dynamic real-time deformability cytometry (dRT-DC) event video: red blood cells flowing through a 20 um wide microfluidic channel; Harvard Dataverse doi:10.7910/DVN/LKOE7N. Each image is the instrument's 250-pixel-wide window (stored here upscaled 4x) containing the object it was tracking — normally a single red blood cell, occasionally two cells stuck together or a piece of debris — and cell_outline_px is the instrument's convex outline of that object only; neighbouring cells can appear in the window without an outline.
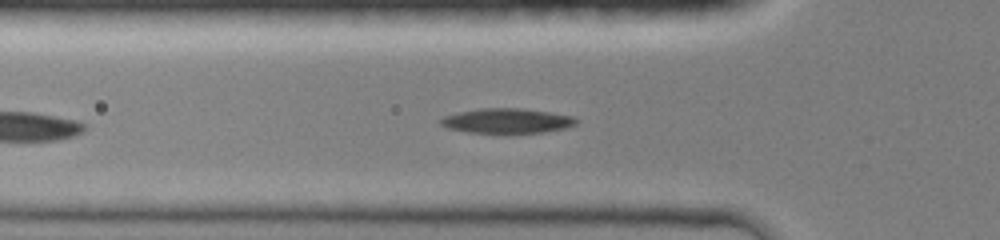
{"species": "common noctule bat (a hibernating species)", "species_latin": "Nyctalus noctula", "temperature_condition": "room temperature", "stored_images_in_passage": 34, "camera_frame_rate_fps": 3000, "um_per_image_px": 0.085, "animal": {"sex": "female", "body_mass_g": 19.0, "forearm_length_mm": 51.5}, "frame": {"image": 1, "passage_image": 8, "time_ms": 2.333, "image_size_px": [1000, 240], "cell_outline_px": [[580, 120], [576, 124], [564, 128], [544, 132], [504, 136], [468, 132], [448, 128], [440, 124], [440, 120], [444, 116], [456, 112], [480, 108], [520, 108], [548, 112], [572, 116]], "centroid_in_image_um": [43.07, 10.31], "position_along_channel_um": 82.7, "area_um2": 20.46}}
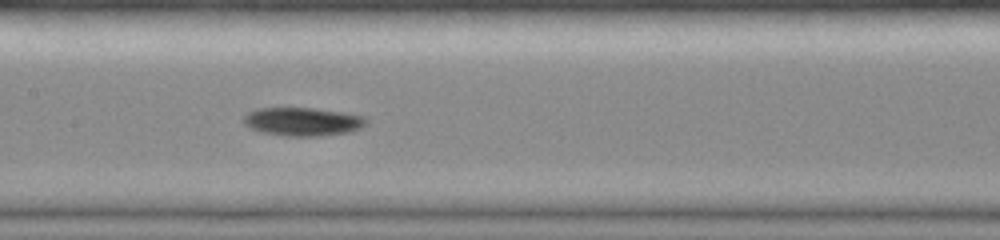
{"frame": {"image": 2, "passage_image": 15, "time_ms": 4.667, "image_size_px": [1000, 240], "cell_outline_px": [[368, 124], [352, 132], [320, 136], [288, 136], [260, 132], [244, 124], [244, 116], [248, 112], [256, 108], [316, 108], [364, 116], [368, 120]], "centroid_in_image_um": [25.76, 10.34], "position_along_channel_um": 181.6, "area_um2": 20.4}}
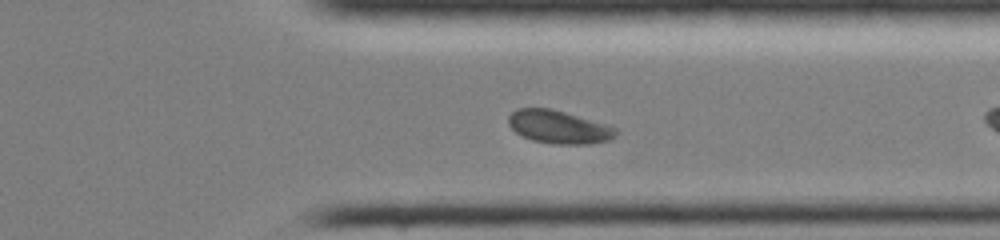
{"frame": {"image": 3, "passage_image": 25, "time_ms": 8.0, "image_size_px": [1000, 240], "cell_outline_px": [[620, 132], [616, 136], [608, 140], [588, 144], [552, 144], [532, 140], [516, 132], [508, 124], [508, 116], [516, 108], [552, 108], [604, 124], [616, 128]], "centroid_in_image_um": [47.48, 10.79], "position_along_channel_um": 363.9, "area_um2": 20.63}}